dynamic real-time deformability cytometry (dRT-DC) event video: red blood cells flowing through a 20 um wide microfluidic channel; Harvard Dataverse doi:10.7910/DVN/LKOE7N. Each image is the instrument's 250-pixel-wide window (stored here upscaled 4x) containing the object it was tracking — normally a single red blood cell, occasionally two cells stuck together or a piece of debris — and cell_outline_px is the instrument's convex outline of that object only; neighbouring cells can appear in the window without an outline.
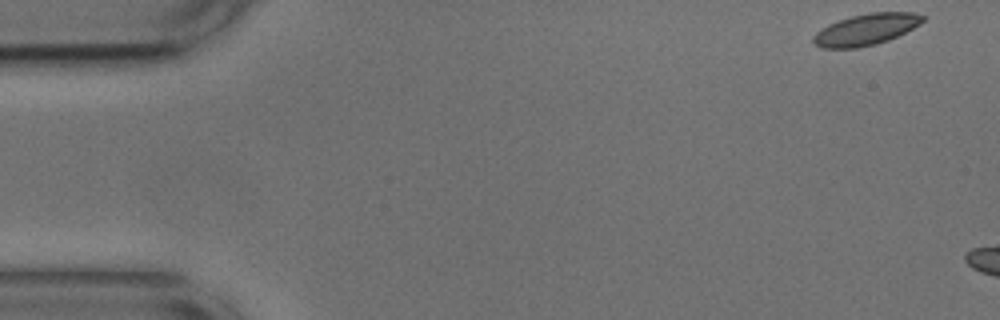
{"species": "common noctule bat (a hibernating species)", "species_latin": "Nyctalus noctula", "temperature_condition": "cold", "stored_images_in_passage": 5, "camera_frame_rate_fps": 3000, "um_per_image_px": 0.085, "animal": {"sex": "male", "body_mass_g": 17.9, "forearm_length_mm": 54.2}, "frame": {"image": 1, "passage_image": 1, "time_ms": 0.0, "image_size_px": [1000, 320], "cell_outline_px": [[928, 16], [920, 24], [888, 40], [876, 44], [856, 48], [824, 48], [816, 44], [812, 40], [812, 36], [816, 32], [828, 24], [852, 16], [868, 12], [916, 12]], "centroid_in_image_um": [73.64, 2.49], "position_along_channel_um": 11.4, "area_um2": 19.94}}